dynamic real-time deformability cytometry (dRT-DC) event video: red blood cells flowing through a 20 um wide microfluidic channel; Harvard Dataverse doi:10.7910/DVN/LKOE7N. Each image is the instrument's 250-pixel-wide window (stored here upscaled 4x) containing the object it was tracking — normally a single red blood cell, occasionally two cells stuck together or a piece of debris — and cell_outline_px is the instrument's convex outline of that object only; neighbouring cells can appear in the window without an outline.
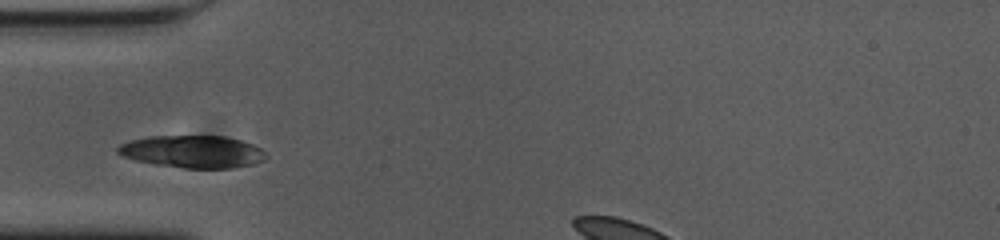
{"species": "common noctule bat (a hibernating species)", "species_latin": "Nyctalus noctula", "temperature_condition": "cold", "stored_images_in_passage": 29, "camera_frame_rate_fps": 3000, "um_per_image_px": 0.085, "animal": {"sex": "female", "body_mass_g": 23.0, "forearm_length_mm": 53.4}, "frame": {"image": 1, "passage_image": 1, "time_ms": 0.0, "image_size_px": [1000, 240], "cell_outline_px": [[268, 156], [264, 160], [252, 164], [232, 168], [184, 168], [156, 164], [136, 160], [124, 156], [116, 152], [116, 148], [120, 144], [132, 140], [148, 136], [224, 136], [240, 140], [252, 144], [260, 148]], "centroid_in_image_um": [16.38, 12.89], "position_along_channel_um": 68.6, "area_um2": 27.8}}
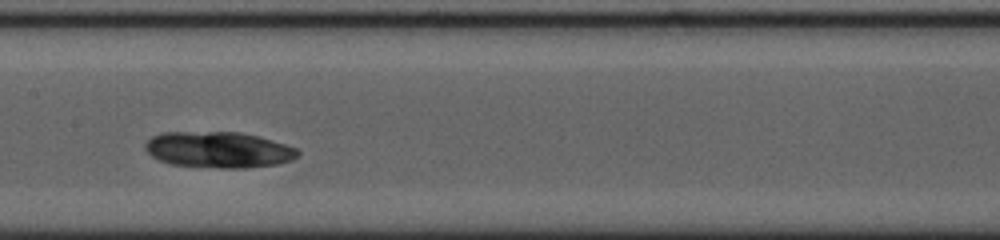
{"frame": {"image": 2, "passage_image": 11, "time_ms": 3.333, "image_size_px": [1000, 240], "cell_outline_px": [[300, 156], [292, 160], [276, 164], [244, 168], [220, 168], [172, 164], [160, 160], [152, 156], [144, 148], [144, 144], [152, 136], [160, 132], [240, 132], [260, 136], [296, 148], [300, 152]], "centroid_in_image_um": [18.58, 12.72], "position_along_channel_um": 188.8, "area_um2": 32.14}}
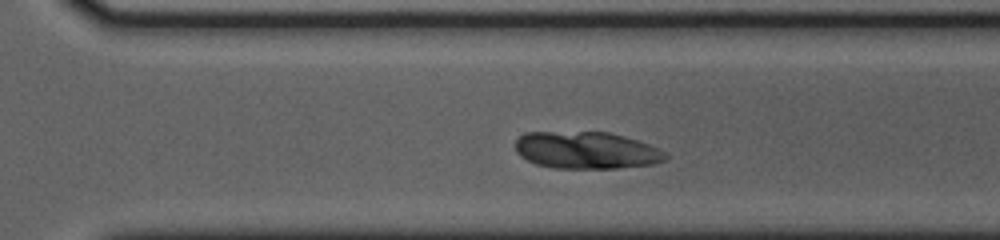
{"frame": {"image": 3, "passage_image": 22, "time_ms": 7.0, "image_size_px": [1000, 240], "cell_outline_px": [[668, 156], [664, 160], [652, 164], [616, 168], [552, 168], [536, 164], [520, 156], [516, 152], [516, 140], [520, 136], [528, 132], [608, 132], [624, 136], [660, 148]], "centroid_in_image_um": [49.83, 12.77], "position_along_channel_um": 320.8, "area_um2": 32.37}}